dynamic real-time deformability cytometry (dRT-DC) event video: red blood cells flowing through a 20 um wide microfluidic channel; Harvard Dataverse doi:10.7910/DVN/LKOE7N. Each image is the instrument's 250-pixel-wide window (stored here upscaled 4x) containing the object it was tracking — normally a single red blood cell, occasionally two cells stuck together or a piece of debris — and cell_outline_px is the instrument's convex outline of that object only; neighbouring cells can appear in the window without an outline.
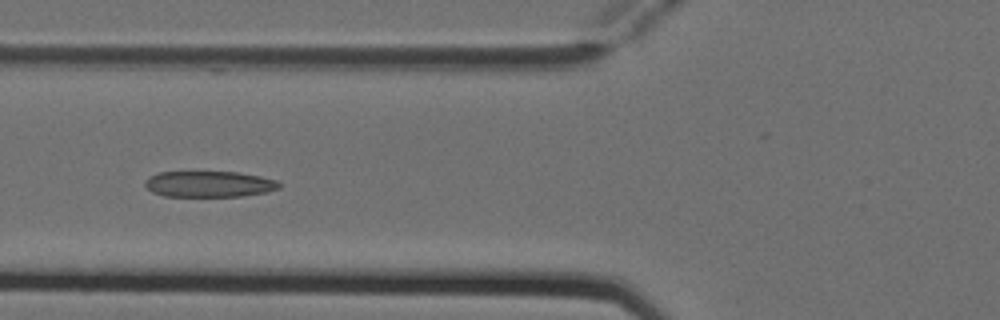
{"species": "Egyptian fruit bat (a non-hibernating species)", "species_latin": "Rousettus aegyptiacus", "temperature_condition": "cold", "stored_images_in_passage": 8, "camera_frame_rate_fps": 3000, "um_per_image_px": 0.085, "animal": {"sex": "female"}, "frame": {"image": 1, "passage_image": 5, "time_ms": 1.333, "image_size_px": [1000, 320], "cell_outline_px": [[280, 188], [268, 192], [240, 196], [164, 196], [152, 192], [144, 184], [144, 180], [148, 176], [156, 172], [236, 172], [260, 176], [276, 180], [280, 184]], "centroid_in_image_um": [17.75, 15.64], "position_along_channel_um": 108.1, "area_um2": 20.4}}
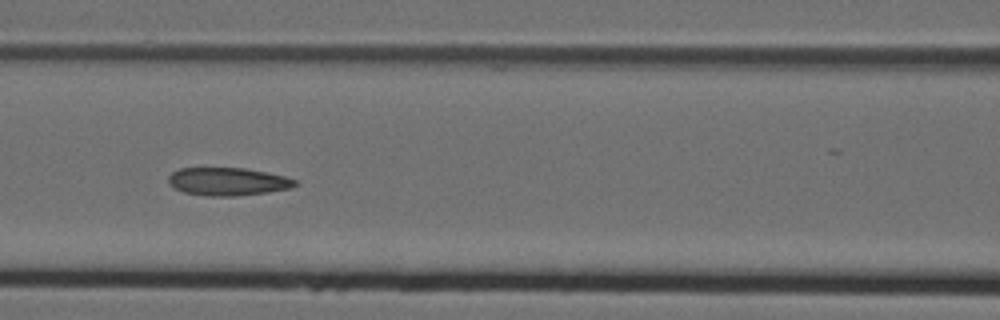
{"frame": {"image": 2, "passage_image": 6, "time_ms": 1.667, "image_size_px": [1000, 320], "cell_outline_px": [[300, 184], [292, 188], [268, 192], [236, 196], [208, 196], [184, 192], [172, 188], [168, 184], [168, 176], [172, 172], [180, 168], [244, 168], [284, 176], [296, 180]], "centroid_in_image_um": [19.35, 15.44], "position_along_channel_um": 147.3, "area_um2": 20.75}}
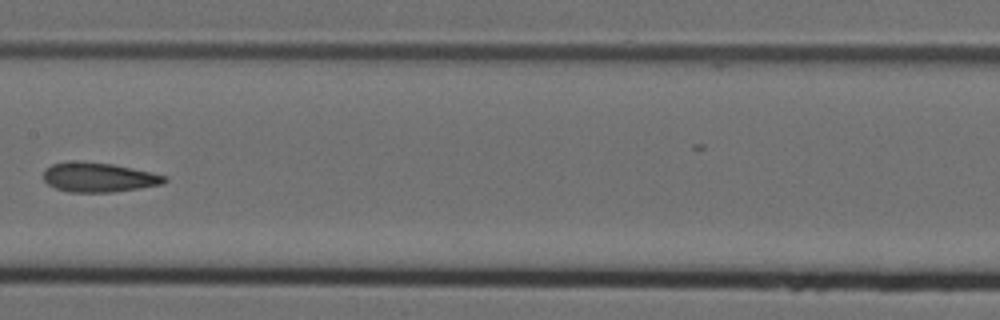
{"frame": {"image": 3, "passage_image": 7, "time_ms": 2.0, "image_size_px": [1000, 320], "cell_outline_px": [[168, 180], [164, 184], [140, 188], [112, 192], [68, 192], [56, 188], [48, 184], [44, 180], [44, 168], [52, 164], [112, 164], [132, 168], [164, 176]], "centroid_in_image_um": [8.42, 15.12], "position_along_channel_um": 199.0, "area_um2": 19.88}}